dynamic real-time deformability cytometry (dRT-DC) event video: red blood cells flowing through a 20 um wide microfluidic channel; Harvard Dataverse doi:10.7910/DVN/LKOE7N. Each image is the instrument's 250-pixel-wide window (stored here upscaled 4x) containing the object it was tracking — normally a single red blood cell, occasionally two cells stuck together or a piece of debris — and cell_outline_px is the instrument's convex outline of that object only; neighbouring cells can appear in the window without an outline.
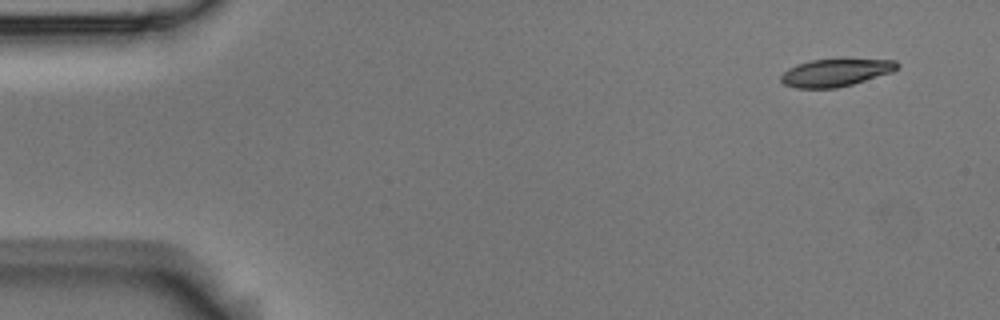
{"species": "Egyptian fruit bat (a non-hibernating species)", "species_latin": "Rousettus aegyptiacus", "temperature_condition": "room temperature", "stored_images_in_passage": 6, "camera_frame_rate_fps": 3000, "um_per_image_px": 0.085, "animal": {"sex": "male"}, "frame": {"image": 1, "passage_image": 1, "time_ms": 0.0, "image_size_px": [1000, 320], "cell_outline_px": [[900, 64], [892, 72], [852, 84], [836, 88], [796, 88], [784, 84], [780, 80], [780, 76], [788, 68], [796, 64], [812, 60], [844, 56], [896, 60]], "centroid_in_image_um": [71.06, 6.11], "position_along_channel_um": 13.9, "area_um2": 19.54}}
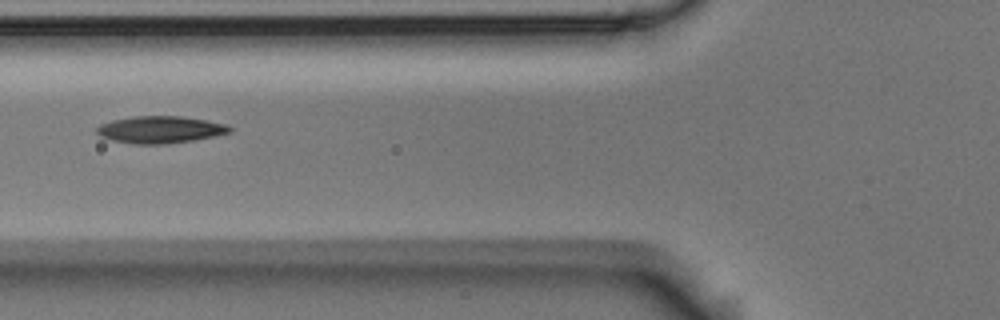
{"frame": {"image": 2, "passage_image": 6, "time_ms": 1.667, "image_size_px": [1000, 320], "cell_outline_px": [[232, 132], [216, 136], [192, 140], [164, 144], [136, 144], [112, 140], [100, 136], [96, 132], [96, 128], [100, 124], [112, 120], [132, 116], [180, 116], [228, 124], [232, 128]], "centroid_in_image_um": [13.62, 11.01], "position_along_channel_um": 112.2, "area_um2": 20.98}}